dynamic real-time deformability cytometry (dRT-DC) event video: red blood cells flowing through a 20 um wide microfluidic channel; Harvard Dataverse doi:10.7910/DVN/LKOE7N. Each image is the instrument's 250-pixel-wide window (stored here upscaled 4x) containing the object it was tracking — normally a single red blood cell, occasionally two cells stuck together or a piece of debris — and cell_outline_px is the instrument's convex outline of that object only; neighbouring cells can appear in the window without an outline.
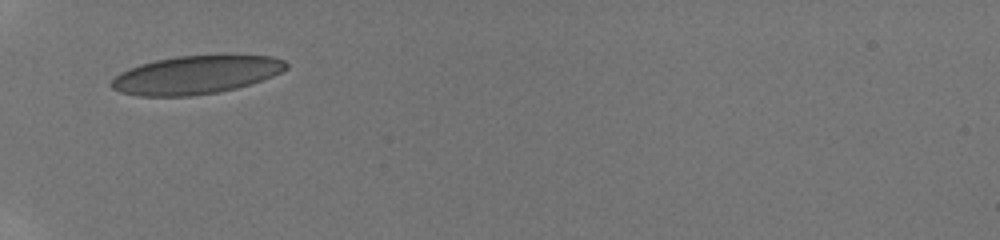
{"species": "human", "species_latin": "Homo sapiens", "temperature_condition": "room temperature", "stored_images_in_passage": 48, "camera_frame_rate_fps": 3000, "um_per_image_px": 0.085, "donor": {"sex": "male"}, "frame": {"image": 1, "passage_image": 1, "time_ms": 0.0, "image_size_px": [1000, 240], "cell_outline_px": [[288, 68], [272, 76], [236, 88], [216, 92], [192, 96], [140, 96], [120, 92], [112, 88], [108, 84], [120, 72], [128, 68], [140, 64], [156, 60], [176, 56], [272, 56], [284, 60], [288, 64]], "centroid_in_image_um": [16.6, 6.37], "position_along_channel_um": 68.4, "area_um2": 38.55}}
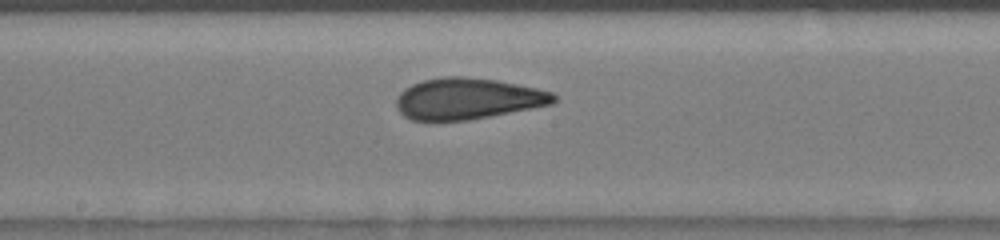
{"frame": {"image": 2, "passage_image": 12, "time_ms": 3.667, "image_size_px": [1000, 240], "cell_outline_px": [[556, 100], [552, 104], [532, 108], [468, 120], [412, 120], [404, 116], [396, 108], [396, 100], [400, 92], [404, 88], [412, 84], [424, 80], [444, 76], [464, 76], [496, 80], [536, 88], [552, 92], [556, 96]], "centroid_in_image_um": [39.73, 8.38], "position_along_channel_um": 208.5, "area_um2": 37.69}}
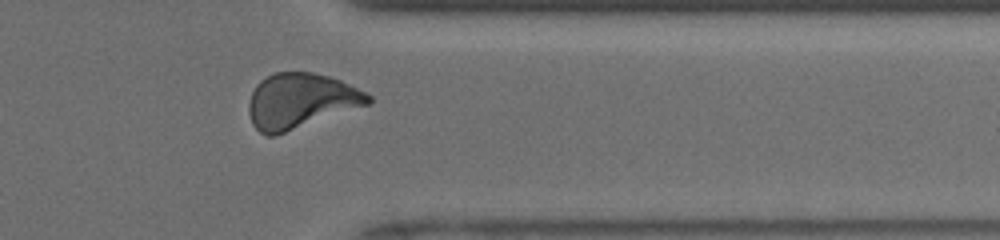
{"frame": {"image": 3, "passage_image": 28, "time_ms": 8.0, "image_size_px": [1000, 240], "cell_outline_px": [[372, 100], [368, 104], [276, 136], [268, 136], [260, 132], [252, 124], [248, 112], [248, 104], [252, 92], [256, 84], [260, 80], [272, 72], [316, 72], [340, 80], [372, 96]], "centroid_in_image_um": [25.51, 8.57], "position_along_channel_um": 385.9, "area_um2": 38.38}, "authors_computed_cell_mechanics": {"area_um2": 36.7608, "velocity_mm_per_s": 4.1188, "shape_relaxation_time_tau1_ms": 5.708, "shape_relaxation_time_tau2_ms": 1.2391, "deformation_change_tau1": 0.1379, "deformation_change_tau2": 0.0615}}